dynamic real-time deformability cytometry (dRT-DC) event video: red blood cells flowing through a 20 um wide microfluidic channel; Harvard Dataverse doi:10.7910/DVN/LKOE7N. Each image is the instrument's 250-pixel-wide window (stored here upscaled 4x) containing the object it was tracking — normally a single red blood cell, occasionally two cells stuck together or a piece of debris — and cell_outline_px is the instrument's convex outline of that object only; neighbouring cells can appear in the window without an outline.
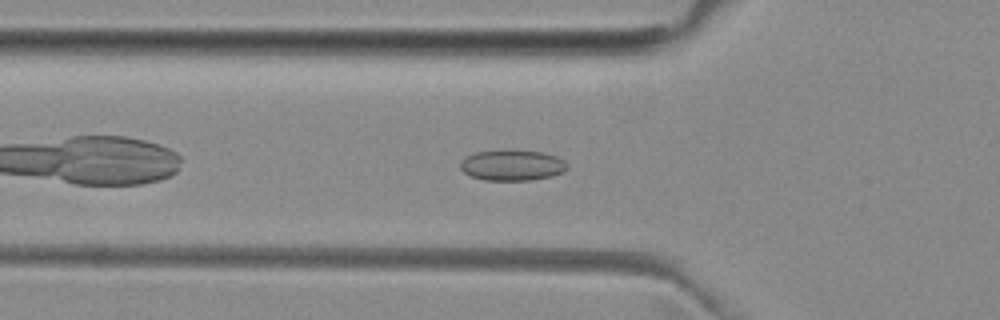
{"species": "common noctule bat (a hibernating species)", "species_latin": "Nyctalus noctula", "temperature_condition": "room temperature", "stored_images_in_passage": 38, "camera_frame_rate_fps": 3000, "um_per_image_px": 0.085, "animal": {"sex": "female", "body_mass_g": 29.2, "forearm_length_mm": 56.3}, "frame": {"image": 1, "passage_image": 3, "time_ms": 0.667, "image_size_px": [1000, 320], "cell_outline_px": [[568, 168], [564, 172], [552, 176], [532, 180], [484, 180], [472, 176], [464, 172], [460, 168], [460, 164], [468, 156], [476, 152], [544, 152], [556, 156], [564, 160], [568, 164]], "centroid_in_image_um": [43.6, 14.08], "position_along_channel_um": 82.2, "area_um2": 18.55}}
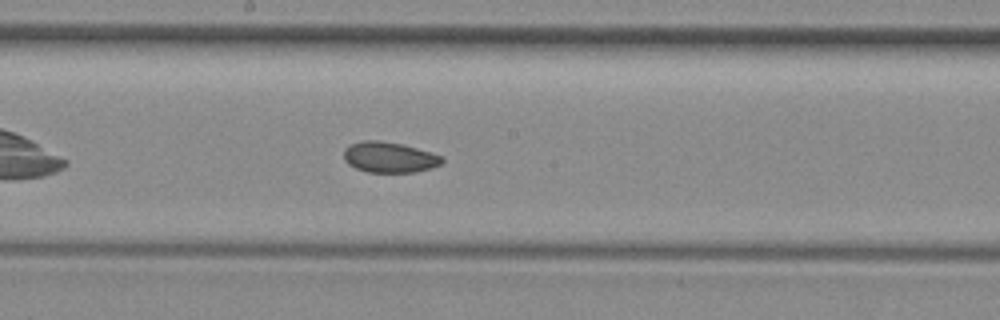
{"frame": {"image": 2, "passage_image": 13, "time_ms": 4.0, "image_size_px": [1000, 320], "cell_outline_px": [[444, 160], [440, 164], [432, 168], [416, 172], [368, 172], [356, 168], [348, 164], [344, 160], [344, 148], [352, 144], [364, 140], [376, 140], [404, 144], [444, 156]], "centroid_in_image_um": [33.12, 13.37], "position_along_channel_um": 215.1, "area_um2": 17.63}}
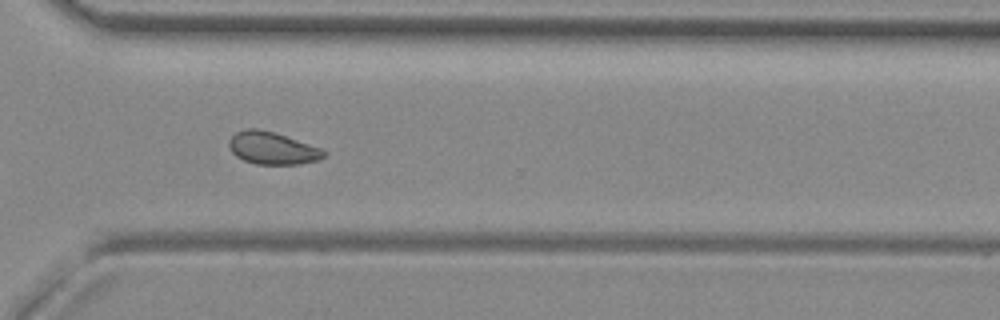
{"frame": {"image": 3, "passage_image": 23, "time_ms": 7.333, "image_size_px": [1000, 320], "cell_outline_px": [[328, 152], [320, 160], [300, 164], [256, 164], [244, 160], [236, 156], [232, 152], [228, 144], [228, 140], [236, 132], [248, 128], [256, 128], [272, 132], [320, 148]], "centroid_in_image_um": [23.13, 12.61], "position_along_channel_um": 347.5, "area_um2": 17.69}, "authors_computed_cell_mechanics": {"area_um2": 18.0336, "velocity_mm_per_s": 3.9784, "shape_relaxation_time_tau1_ms": null, "shape_relaxation_time_tau2_ms": 3.1641, "deformation_change_tau1": null, "deformation_change_tau2": 0.0641}}